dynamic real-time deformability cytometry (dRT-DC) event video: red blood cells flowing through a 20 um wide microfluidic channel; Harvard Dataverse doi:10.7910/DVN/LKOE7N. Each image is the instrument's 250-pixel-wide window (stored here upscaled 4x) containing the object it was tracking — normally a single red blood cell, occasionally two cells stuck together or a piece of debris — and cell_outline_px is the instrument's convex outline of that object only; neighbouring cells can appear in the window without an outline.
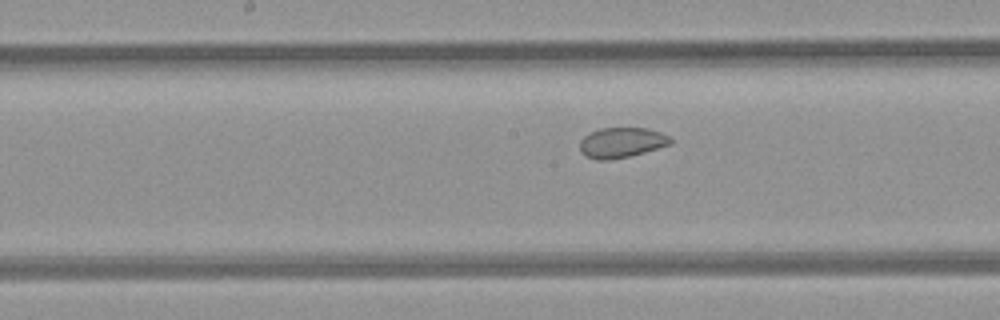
{"species": "common noctule bat (a hibernating species)", "species_latin": "Nyctalus noctula", "temperature_condition": "room temperature", "stored_images_in_passage": 5, "camera_frame_rate_fps": 3000, "um_per_image_px": 0.085, "animal": {"sex": "female", "body_mass_g": 21.9}, "frame": {"image": 1, "passage_image": 5, "time_ms": 4.667, "image_size_px": [1000, 320], "cell_outline_px": [[672, 144], [644, 152], [628, 156], [608, 160], [596, 160], [584, 156], [580, 152], [580, 140], [584, 136], [600, 128], [648, 128], [672, 136]], "centroid_in_image_um": [52.84, 12.12], "position_along_channel_um": 195.4, "area_um2": 16.07}}